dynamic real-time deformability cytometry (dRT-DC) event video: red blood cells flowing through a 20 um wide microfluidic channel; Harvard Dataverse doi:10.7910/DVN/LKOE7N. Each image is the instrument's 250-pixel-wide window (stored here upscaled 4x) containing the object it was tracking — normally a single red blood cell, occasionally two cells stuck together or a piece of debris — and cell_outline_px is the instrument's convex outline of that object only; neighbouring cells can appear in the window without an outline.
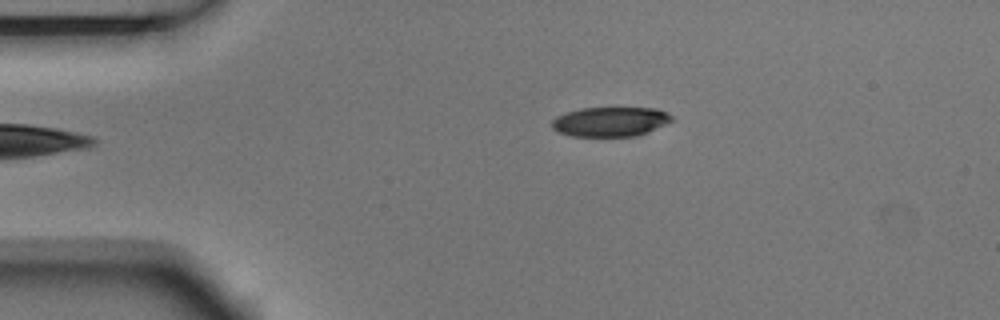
{"species": "Egyptian fruit bat (a non-hibernating species)", "species_latin": "Rousettus aegyptiacus", "temperature_condition": "room temperature", "stored_images_in_passage": 3, "camera_frame_rate_fps": 3000, "um_per_image_px": 0.085, "animal": {"sex": "male"}, "frame": {"image": 1, "passage_image": 1, "time_ms": 0.0, "image_size_px": [1000, 320], "cell_outline_px": [[672, 120], [648, 132], [636, 136], [572, 136], [560, 132], [552, 128], [552, 120], [556, 116], [580, 108], [656, 108], [668, 112], [672, 116]], "centroid_in_image_um": [51.88, 10.34], "position_along_channel_um": 33.1, "area_um2": 20.52}}